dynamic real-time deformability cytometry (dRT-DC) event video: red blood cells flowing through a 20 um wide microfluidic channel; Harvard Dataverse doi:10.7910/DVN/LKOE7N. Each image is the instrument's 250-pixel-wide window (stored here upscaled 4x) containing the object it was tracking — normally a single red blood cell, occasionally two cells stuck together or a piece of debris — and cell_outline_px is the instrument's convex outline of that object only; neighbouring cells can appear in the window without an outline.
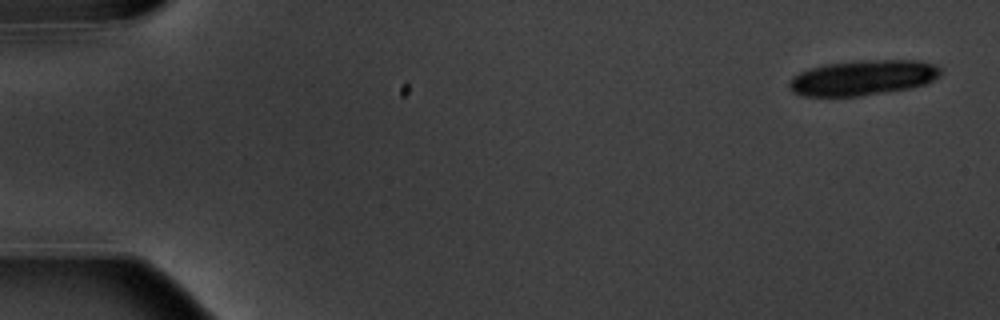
{"species": "common noctule bat (a hibernating species)", "species_latin": "Nyctalus noctula", "temperature_condition": "warm", "stored_images_in_passage": 5, "camera_frame_rate_fps": 3000, "um_per_image_px": 0.085, "animal": {"sex": "male", "body_mass_g": 20.1, "forearm_length_mm": 53.5}, "frame": {"image": 1, "passage_image": 1, "time_ms": 0.0, "image_size_px": [1000, 320], "cell_outline_px": [[940, 76], [924, 84], [908, 88], [860, 96], [800, 96], [792, 92], [788, 88], [788, 84], [792, 76], [808, 68], [824, 64], [864, 60], [916, 60], [936, 64], [940, 68]], "centroid_in_image_um": [73.29, 6.6], "position_along_channel_um": 11.7, "area_um2": 31.15}}